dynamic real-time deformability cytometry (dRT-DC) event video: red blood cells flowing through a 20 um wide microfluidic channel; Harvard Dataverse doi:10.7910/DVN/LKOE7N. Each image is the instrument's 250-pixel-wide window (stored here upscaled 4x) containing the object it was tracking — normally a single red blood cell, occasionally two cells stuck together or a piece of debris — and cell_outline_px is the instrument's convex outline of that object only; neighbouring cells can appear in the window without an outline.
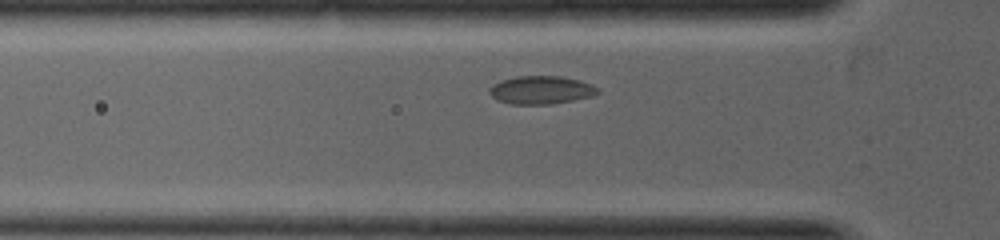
{"species": "common noctule bat (a hibernating species)", "species_latin": "Nyctalus noctula", "temperature_condition": "warm", "stored_images_in_passage": 28, "camera_frame_rate_fps": 5000, "um_per_image_px": 0.085, "animal": {"sex": "female", "body_mass_g": 19.0, "forearm_length_mm": 53.3}, "frame": {"image": 1, "passage_image": 3, "time_ms": 0.2, "image_size_px": [1000, 240], "cell_outline_px": [[600, 92], [592, 96], [572, 100], [548, 104], [508, 104], [496, 100], [488, 92], [488, 88], [492, 84], [500, 80], [516, 76], [560, 76], [580, 80], [592, 84], [600, 88]], "centroid_in_image_um": [45.96, 7.64], "position_along_channel_um": 79.8, "area_um2": 17.98}}
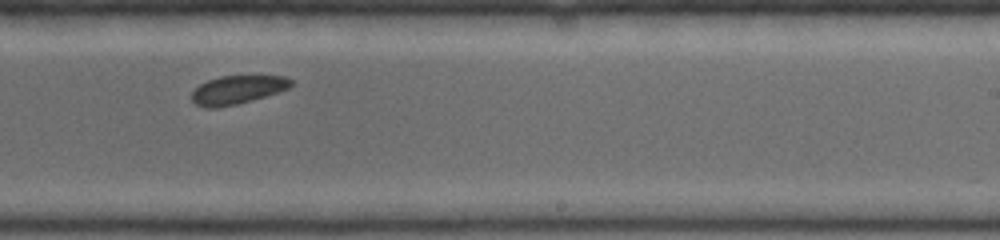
{"frame": {"image": 2, "passage_image": 17, "time_ms": 2.6, "image_size_px": [1000, 240], "cell_outline_px": [[292, 84], [288, 88], [264, 96], [236, 104], [216, 108], [204, 108], [196, 104], [192, 100], [192, 92], [200, 84], [208, 80], [220, 76], [284, 76], [292, 80]], "centroid_in_image_um": [20.14, 7.63], "position_along_channel_um": 268.9, "area_um2": 16.18}}
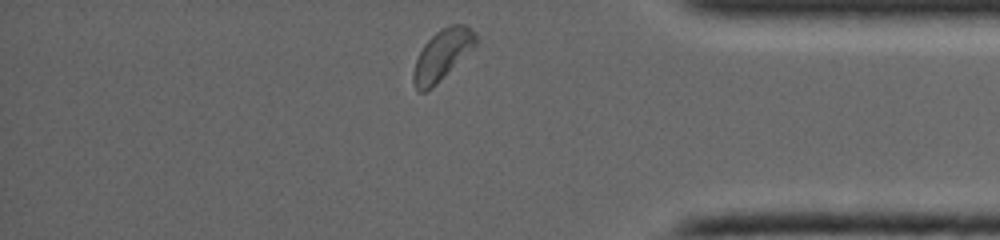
{"frame": {"image": 3, "passage_image": 28, "time_ms": 4.4, "image_size_px": [1000, 240], "cell_outline_px": [[476, 44], [432, 88], [424, 92], [420, 92], [416, 88], [412, 80], [412, 72], [416, 60], [424, 44], [440, 28], [452, 24], [464, 24], [476, 32]], "centroid_in_image_um": [37.56, 4.65], "position_along_channel_um": 397.6, "area_um2": 18.03}}